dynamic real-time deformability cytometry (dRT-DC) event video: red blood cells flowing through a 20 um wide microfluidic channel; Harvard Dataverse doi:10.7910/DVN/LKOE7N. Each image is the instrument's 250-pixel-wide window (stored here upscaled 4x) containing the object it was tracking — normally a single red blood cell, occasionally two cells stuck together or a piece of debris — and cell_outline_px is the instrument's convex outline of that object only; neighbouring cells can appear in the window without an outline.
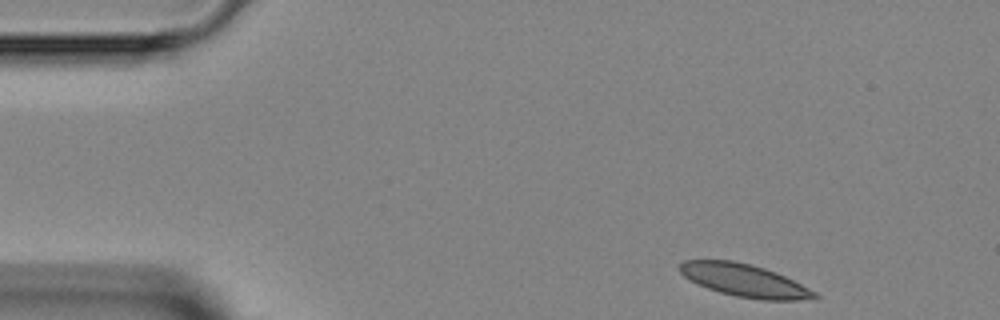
{"species": "Egyptian fruit bat (a non-hibernating species)", "species_latin": "Rousettus aegyptiacus", "temperature_condition": "room temperature", "stored_images_in_passage": 43, "camera_frame_rate_fps": 3000, "um_per_image_px": 0.085, "animal": {"sex": "female"}, "frame": {"image": 1, "passage_image": 1, "time_ms": 0.0, "image_size_px": [1000, 320], "cell_outline_px": [[820, 296], [816, 300], [764, 300], [736, 296], [720, 292], [696, 284], [684, 276], [680, 272], [680, 264], [684, 260], [732, 260], [752, 264], [776, 272], [816, 292]], "centroid_in_image_um": [63.3, 23.84], "position_along_channel_um": 21.7, "area_um2": 25.66}}
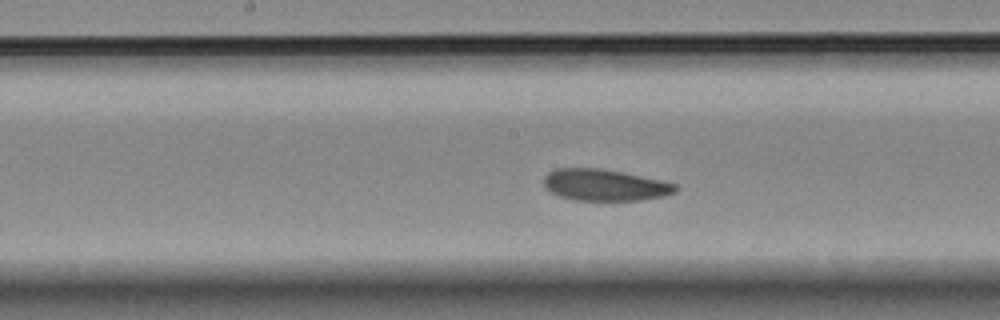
{"frame": {"image": 2, "passage_image": 19, "time_ms": 6.0, "image_size_px": [1000, 320], "cell_outline_px": [[680, 188], [676, 192], [664, 196], [640, 200], [572, 200], [560, 196], [552, 192], [544, 184], [544, 176], [548, 172], [556, 168], [600, 168], [664, 180], [676, 184]], "centroid_in_image_um": [51.45, 15.72], "position_along_channel_um": 196.8, "area_um2": 24.28}}
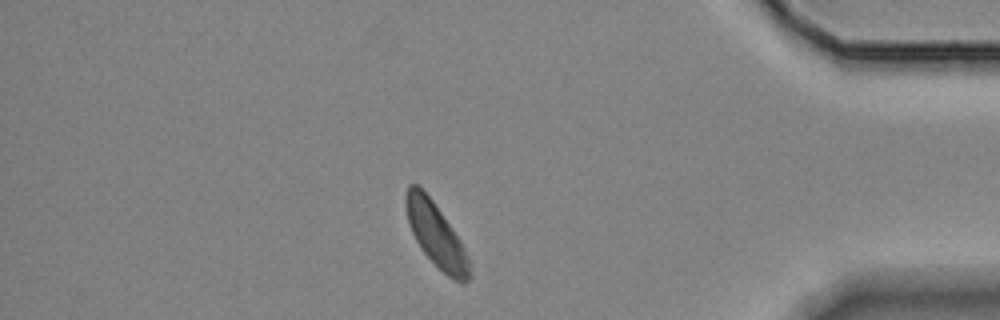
{"frame": {"image": 3, "passage_image": 36, "time_ms": 11.667, "image_size_px": [1000, 320], "cell_outline_px": [[472, 276], [464, 284], [452, 280], [420, 248], [408, 224], [404, 204], [404, 196], [408, 184], [416, 184], [432, 200], [452, 228], [460, 240], [472, 264]], "centroid_in_image_um": [37.08, 20.0], "position_along_channel_um": 398.1, "area_um2": 23.7}}